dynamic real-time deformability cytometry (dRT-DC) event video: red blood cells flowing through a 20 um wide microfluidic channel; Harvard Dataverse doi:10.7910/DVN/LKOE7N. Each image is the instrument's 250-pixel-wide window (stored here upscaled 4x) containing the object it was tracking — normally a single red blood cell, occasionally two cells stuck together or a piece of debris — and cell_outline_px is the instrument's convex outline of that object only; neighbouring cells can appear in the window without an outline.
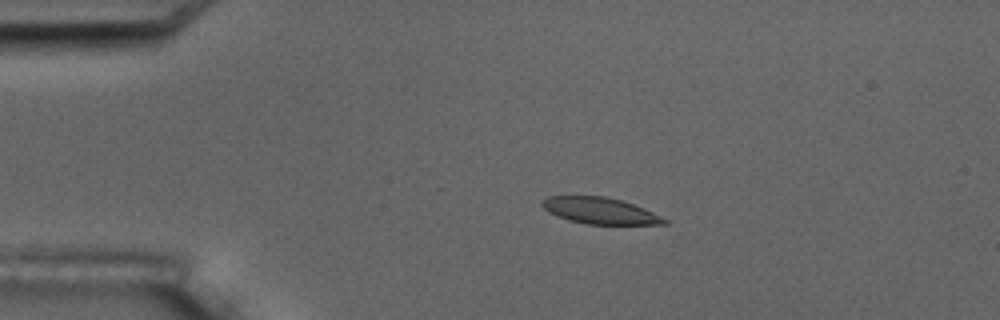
{"species": "common noctule bat (a hibernating species)", "species_latin": "Nyctalus noctula", "temperature_condition": "room temperature", "stored_images_in_passage": 6, "camera_frame_rate_fps": 3000, "um_per_image_px": 0.085, "animal": {"sex": "male", "body_mass_g": 17.5, "forearm_length_mm": 52.3}, "frame": {"image": 1, "passage_image": 4, "time_ms": 3.333, "image_size_px": [1000, 320], "cell_outline_px": [[668, 224], [588, 224], [568, 220], [548, 212], [540, 204], [540, 200], [548, 196], [604, 196], [620, 200], [644, 208], [668, 220]], "centroid_in_image_um": [50.96, 17.91], "position_along_channel_um": 34.0, "area_um2": 18.67}}
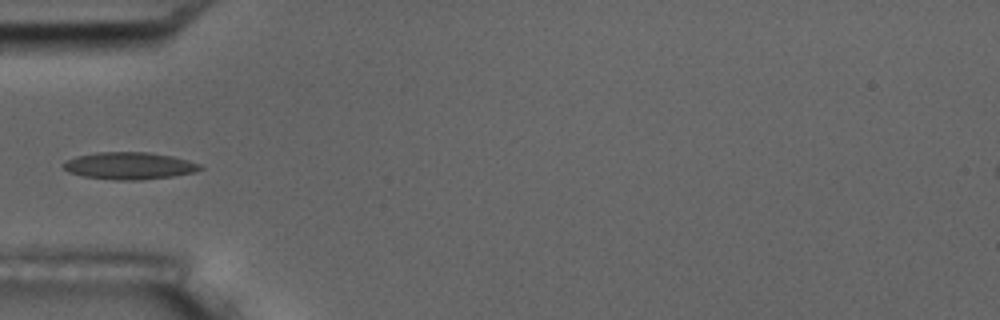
{"frame": {"image": 2, "passage_image": 6, "time_ms": 5.667, "image_size_px": [1000, 320], "cell_outline_px": [[204, 168], [196, 172], [172, 176], [140, 180], [116, 180], [84, 176], [68, 172], [60, 164], [64, 160], [76, 156], [96, 152], [148, 152], [172, 156], [188, 160], [200, 164]], "centroid_in_image_um": [10.97, 14.08], "position_along_channel_um": 74.0, "area_um2": 21.79}}